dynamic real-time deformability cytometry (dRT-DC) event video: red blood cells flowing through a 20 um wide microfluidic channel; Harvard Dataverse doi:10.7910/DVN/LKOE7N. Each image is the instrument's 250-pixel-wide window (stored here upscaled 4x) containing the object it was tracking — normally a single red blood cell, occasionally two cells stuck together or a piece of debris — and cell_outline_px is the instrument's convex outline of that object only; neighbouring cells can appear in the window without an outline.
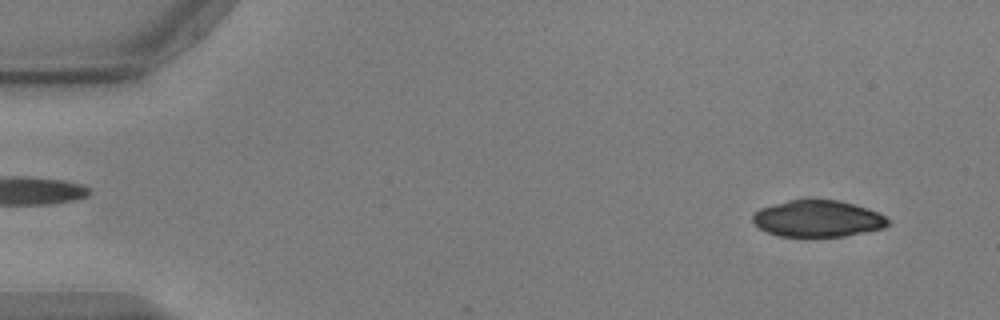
{"species": "common noctule bat (a hibernating species)", "species_latin": "Nyctalus noctula", "temperature_condition": "warm", "stored_images_in_passage": 6, "camera_frame_rate_fps": 3000, "um_per_image_px": 0.085, "animal": {"sex": "male", "body_mass_g": 17.9, "forearm_length_mm": 54.2}, "frame": {"image": 1, "passage_image": 3, "time_ms": 0.667, "image_size_px": [1000, 320], "cell_outline_px": [[892, 224], [884, 228], [844, 236], [776, 236], [760, 228], [752, 220], [752, 216], [760, 208], [788, 200], [808, 196], [840, 200], [868, 208], [880, 212]], "centroid_in_image_um": [69.53, 18.54], "position_along_channel_um": 15.5, "area_um2": 29.54}}